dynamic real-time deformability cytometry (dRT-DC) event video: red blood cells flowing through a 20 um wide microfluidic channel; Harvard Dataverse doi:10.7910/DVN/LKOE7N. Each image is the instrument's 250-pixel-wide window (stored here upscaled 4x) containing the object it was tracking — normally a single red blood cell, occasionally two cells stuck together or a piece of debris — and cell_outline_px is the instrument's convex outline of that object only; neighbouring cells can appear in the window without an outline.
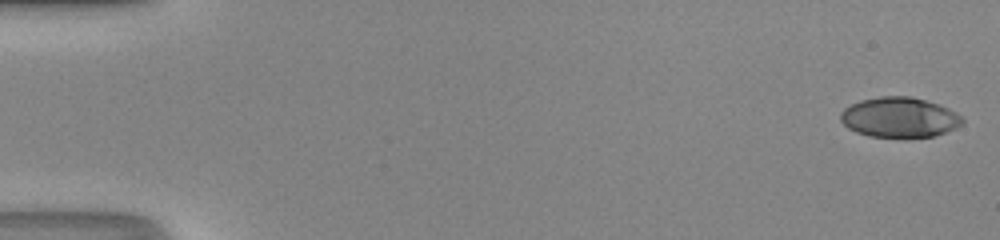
{"species": "human", "species_latin": "Homo sapiens", "temperature_condition": "room temperature", "stored_images_in_passage": 49, "camera_frame_rate_fps": 3000, "um_per_image_px": 0.085, "donor": {"sex": "male"}, "frame": {"image": 1, "passage_image": 1, "time_ms": 0.0, "image_size_px": [1000, 240], "cell_outline_px": [[964, 120], [956, 128], [932, 136], [868, 136], [856, 132], [848, 128], [840, 120], [840, 112], [844, 108], [860, 100], [880, 96], [912, 96], [940, 104], [956, 112]], "centroid_in_image_um": [76.43, 9.95], "position_along_channel_um": 8.6, "area_um2": 28.26}}
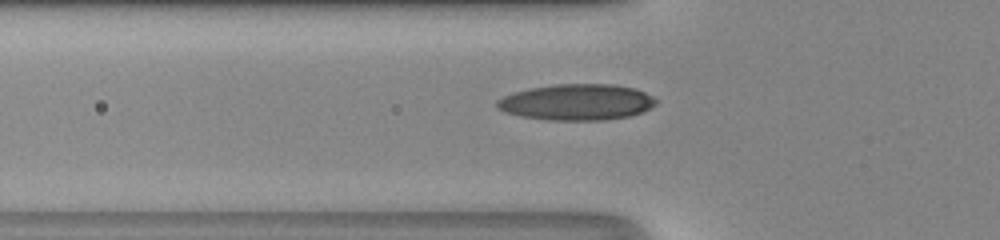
{"frame": {"image": 2, "passage_image": 18, "time_ms": 5.667, "image_size_px": [1000, 240], "cell_outline_px": [[656, 104], [652, 108], [628, 116], [604, 120], [548, 120], [520, 116], [504, 112], [496, 108], [496, 100], [512, 92], [528, 88], [556, 84], [612, 84], [636, 88], [652, 96], [656, 100]], "centroid_in_image_um": [48.99, 8.68], "position_along_channel_um": 76.8, "area_um2": 33.64}}
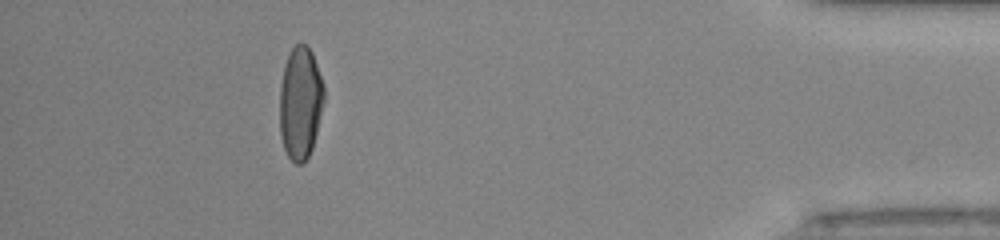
{"frame": {"image": 3, "passage_image": 45, "time_ms": 14.667, "image_size_px": [1000, 240], "cell_outline_px": [[324, 100], [312, 148], [308, 156], [300, 164], [296, 164], [288, 156], [284, 148], [280, 136], [280, 84], [284, 64], [292, 48], [300, 40], [312, 52], [324, 88]], "centroid_in_image_um": [25.51, 8.73], "position_along_channel_um": 409.7, "area_um2": 28.9}, "authors_computed_cell_mechanics": {"area_um2": 29.7092, "velocity_mm_per_s": 4.2964, "shape_relaxation_time_tau1_ms": 8.7613, "shape_relaxation_time_tau2_ms": 1.4773, "deformation_change_tau1": 0.3077, "deformation_change_tau2": 0.0627}}